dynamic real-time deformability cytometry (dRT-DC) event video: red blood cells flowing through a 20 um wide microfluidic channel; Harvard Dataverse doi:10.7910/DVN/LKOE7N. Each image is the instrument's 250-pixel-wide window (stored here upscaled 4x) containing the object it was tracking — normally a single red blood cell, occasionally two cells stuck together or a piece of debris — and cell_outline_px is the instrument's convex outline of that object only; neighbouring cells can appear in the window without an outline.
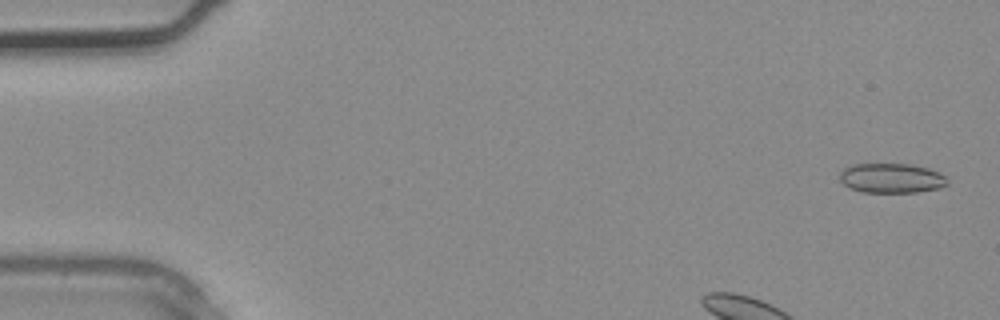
{"species": "common noctule bat (a hibernating species)", "species_latin": "Nyctalus noctula", "temperature_condition": "warm", "stored_images_in_passage": 4, "camera_frame_rate_fps": 3000, "um_per_image_px": 0.085, "animal": {"sex": "male", "body_mass_g": 20.4}, "frame": {"image": 1, "passage_image": 1, "time_ms": 0.0, "image_size_px": [1000, 320], "cell_outline_px": [[948, 184], [940, 188], [916, 192], [860, 192], [844, 184], [840, 180], [840, 172], [844, 168], [852, 164], [912, 164], [928, 168], [944, 176], [948, 180]], "centroid_in_image_um": [75.77, 15.14], "position_along_channel_um": 9.2, "area_um2": 18.55}}
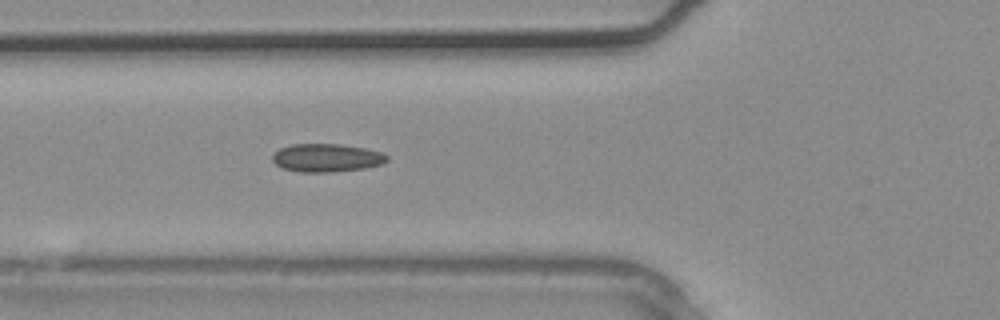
{"frame": {"image": 2, "passage_image": 4, "time_ms": 1.0, "image_size_px": [1000, 320], "cell_outline_px": [[388, 160], [380, 164], [368, 168], [332, 172], [300, 172], [284, 168], [276, 164], [272, 160], [272, 156], [280, 148], [292, 144], [340, 144], [364, 148], [384, 152], [388, 156]], "centroid_in_image_um": [27.8, 13.41], "position_along_channel_um": 98.0, "area_um2": 18.84}}